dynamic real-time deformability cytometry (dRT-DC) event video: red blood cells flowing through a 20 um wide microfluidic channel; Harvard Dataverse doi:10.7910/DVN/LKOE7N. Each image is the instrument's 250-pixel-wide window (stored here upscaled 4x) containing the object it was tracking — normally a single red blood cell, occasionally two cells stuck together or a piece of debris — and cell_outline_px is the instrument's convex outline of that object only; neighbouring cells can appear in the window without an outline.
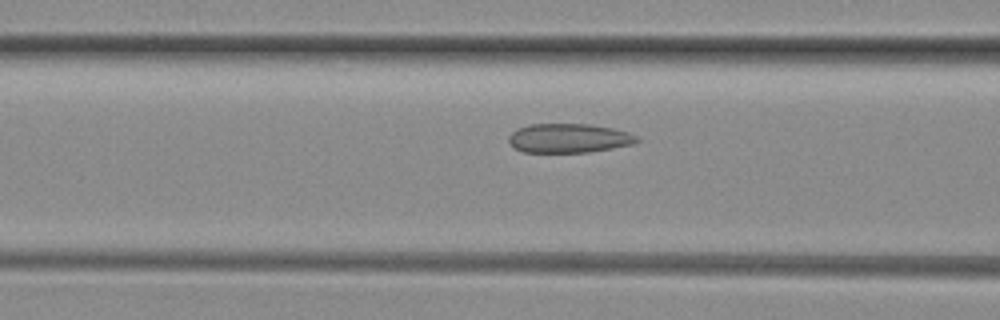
{"species": "common noctule bat (a hibernating species)", "species_latin": "Nyctalus noctula", "temperature_condition": "room temperature", "stored_images_in_passage": 29, "camera_frame_rate_fps": 3000, "um_per_image_px": 0.085, "animal": {"sex": "female", "body_mass_g": 29.2, "forearm_length_mm": 56.3}, "frame": {"image": 1, "passage_image": 8, "time_ms": 2.333, "image_size_px": [1000, 320], "cell_outline_px": [[640, 140], [632, 144], [612, 148], [588, 152], [524, 152], [516, 148], [508, 140], [508, 136], [516, 128], [528, 124], [592, 124], [612, 128], [628, 132], [636, 136]], "centroid_in_image_um": [48.33, 11.73], "position_along_channel_um": 118.3, "area_um2": 21.73}}
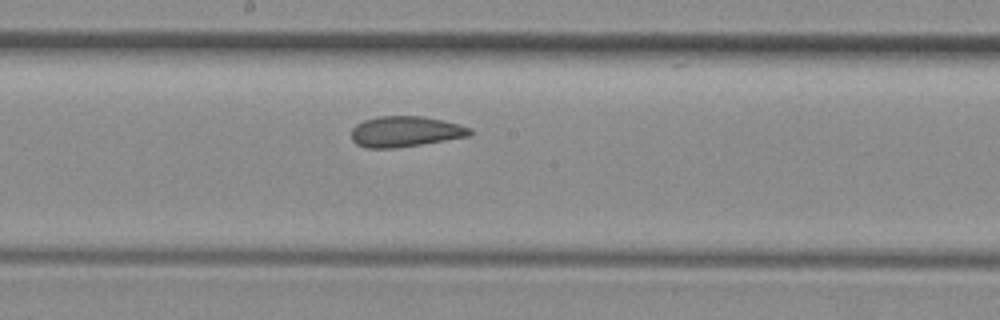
{"frame": {"image": 2, "passage_image": 15, "time_ms": 4.667, "image_size_px": [1000, 320], "cell_outline_px": [[472, 132], [468, 136], [396, 148], [368, 148], [356, 144], [352, 140], [352, 128], [356, 124], [364, 120], [376, 116], [424, 116], [444, 120], [460, 124], [472, 128]], "centroid_in_image_um": [34.44, 11.17], "position_along_channel_um": 213.8, "area_um2": 21.21}}
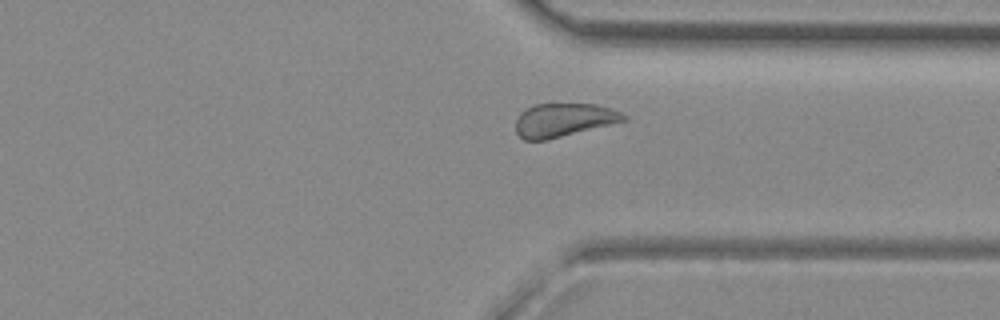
{"frame": {"image": 3, "passage_image": 26, "time_ms": 8.333, "image_size_px": [1000, 320], "cell_outline_px": [[628, 120], [548, 140], [524, 140], [516, 132], [516, 120], [520, 112], [536, 104], [596, 104], [620, 112], [628, 116]], "centroid_in_image_um": [47.91, 10.21], "position_along_channel_um": 363.5, "area_um2": 21.04}}